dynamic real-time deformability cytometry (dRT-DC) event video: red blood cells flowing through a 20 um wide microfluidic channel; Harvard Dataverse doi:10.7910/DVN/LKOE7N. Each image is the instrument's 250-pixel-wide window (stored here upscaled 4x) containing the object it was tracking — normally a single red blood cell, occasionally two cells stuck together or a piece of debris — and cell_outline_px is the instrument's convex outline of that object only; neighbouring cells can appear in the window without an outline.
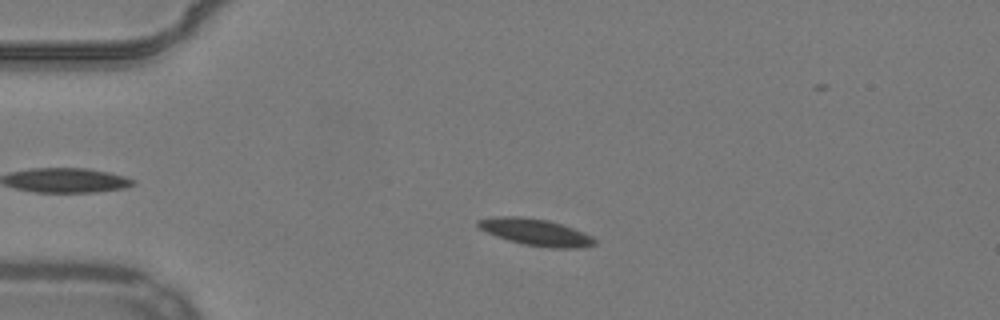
{"species": "common noctule bat (a hibernating species)", "species_latin": "Nyctalus noctula", "temperature_condition": "warm", "stored_images_in_passage": 43, "camera_frame_rate_fps": 3000, "um_per_image_px": 0.085, "animal": {"sex": "male", "body_mass_g": 19.2, "forearm_length_mm": 51.8}, "frame": {"image": 1, "passage_image": 12, "time_ms": 3.667, "image_size_px": [1000, 320], "cell_outline_px": [[596, 244], [576, 248], [552, 248], [524, 244], [496, 236], [480, 228], [476, 224], [476, 220], [500, 216], [520, 216], [548, 220], [572, 228], [592, 236], [596, 240]], "centroid_in_image_um": [45.53, 19.73], "position_along_channel_um": 39.5, "area_um2": 17.86}}
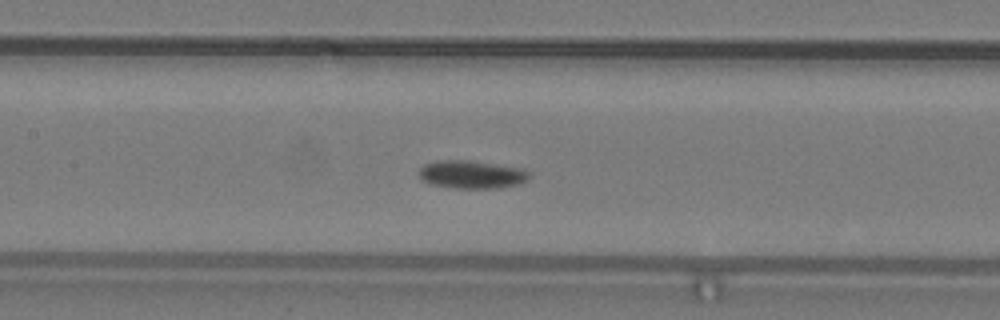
{"frame": {"image": 2, "passage_image": 25, "time_ms": 8.0, "image_size_px": [1000, 320], "cell_outline_px": [[532, 172], [528, 180], [520, 184], [500, 188], [456, 188], [432, 184], [420, 180], [420, 168], [424, 164], [436, 160], [472, 160], [524, 168]], "centroid_in_image_um": [40.15, 14.82], "position_along_channel_um": 167.2, "area_um2": 18.38}}
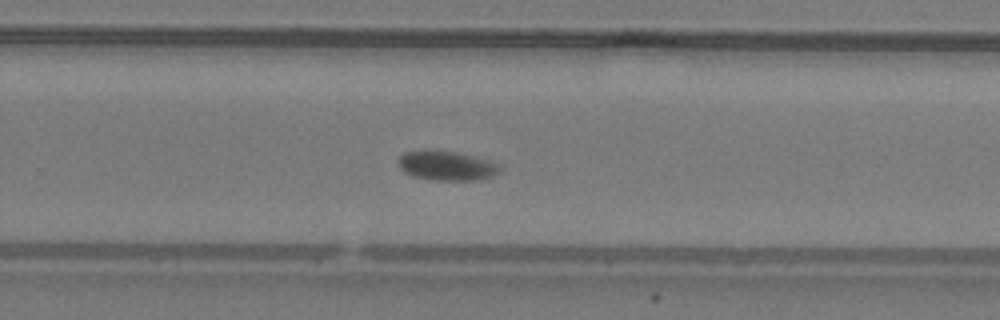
{"frame": {"image": 3, "passage_image": 35, "time_ms": 11.333, "image_size_px": [1000, 320], "cell_outline_px": [[504, 168], [500, 172], [492, 176], [476, 180], [432, 180], [412, 176], [404, 172], [396, 164], [396, 160], [404, 152], [456, 152], [492, 160], [500, 164]], "centroid_in_image_um": [38.02, 14.11], "position_along_channel_um": 291.8, "area_um2": 17.4}, "authors_computed_cell_mechanics": {"area_um2": 17.3978, "velocity_mm_per_s": 3.7497, "shape_relaxation_time_tau1_ms": 6.8084, "shape_relaxation_time_tau2_ms": null, "deformation_change_tau1": 0.143, "deformation_change_tau2": null}}